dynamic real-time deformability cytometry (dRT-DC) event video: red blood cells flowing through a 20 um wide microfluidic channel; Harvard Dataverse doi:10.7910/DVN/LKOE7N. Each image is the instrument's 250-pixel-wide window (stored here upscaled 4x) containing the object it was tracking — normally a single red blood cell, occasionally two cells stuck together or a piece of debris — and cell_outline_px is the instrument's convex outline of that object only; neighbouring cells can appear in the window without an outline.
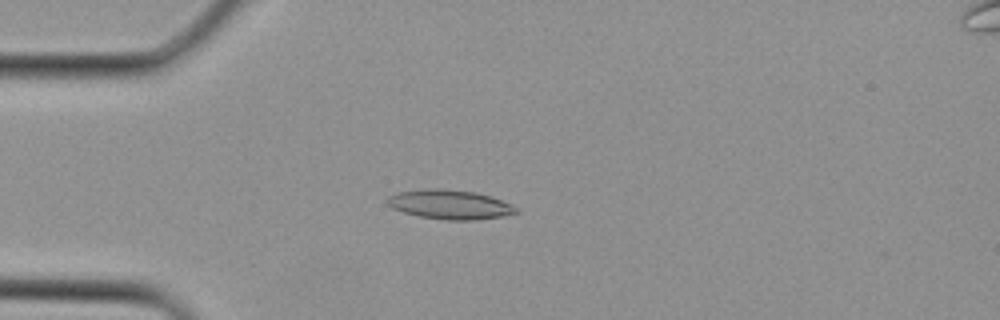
{"species": "Egyptian fruit bat (a non-hibernating species)", "species_latin": "Rousettus aegyptiacus", "temperature_condition": "cold", "stored_images_in_passage": 1, "camera_frame_rate_fps": 3000, "um_per_image_px": 0.085, "animal": {"sex": "female"}, "frame": {"image": 1, "passage_image": 1, "time_ms": 0.0, "image_size_px": [1000, 320], "cell_outline_px": [[520, 212], [500, 216], [472, 220], [448, 220], [420, 216], [404, 212], [392, 208], [384, 200], [388, 196], [396, 192], [436, 188], [476, 192], [492, 196], [512, 204], [520, 208]], "centroid_in_image_um": [38.26, 17.37], "position_along_channel_um": 46.7, "area_um2": 22.02}}